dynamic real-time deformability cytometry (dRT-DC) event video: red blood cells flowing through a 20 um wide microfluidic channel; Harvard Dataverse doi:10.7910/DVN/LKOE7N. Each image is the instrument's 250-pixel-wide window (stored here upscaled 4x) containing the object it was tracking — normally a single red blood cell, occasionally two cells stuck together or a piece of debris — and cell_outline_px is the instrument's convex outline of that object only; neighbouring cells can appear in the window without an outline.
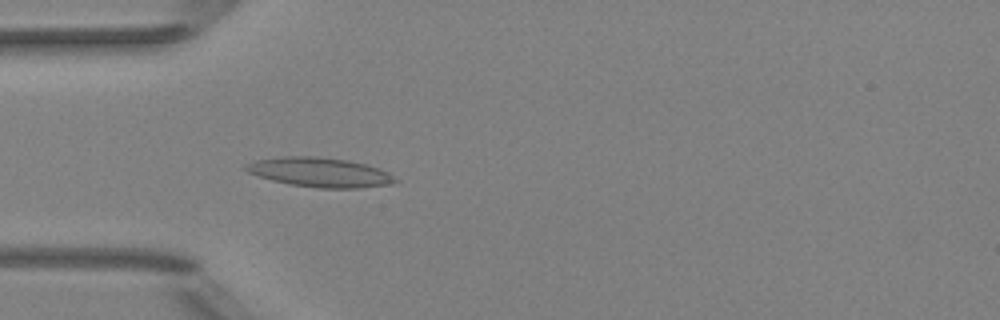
{"species": "Egyptian fruit bat (a non-hibernating species)", "species_latin": "Rousettus aegyptiacus", "temperature_condition": "room temperature", "stored_images_in_passage": 50, "camera_frame_rate_fps": 3000, "um_per_image_px": 0.085, "animal": {"sex": "female"}, "frame": {"image": 1, "passage_image": 15, "time_ms": 4.667, "image_size_px": [1000, 320], "cell_outline_px": [[400, 180], [388, 184], [360, 188], [320, 188], [288, 184], [272, 180], [248, 172], [244, 168], [248, 164], [256, 160], [284, 156], [312, 156], [348, 160], [364, 164], [388, 172]], "centroid_in_image_um": [27.2, 14.65], "position_along_channel_um": 57.8, "area_um2": 25.32}}
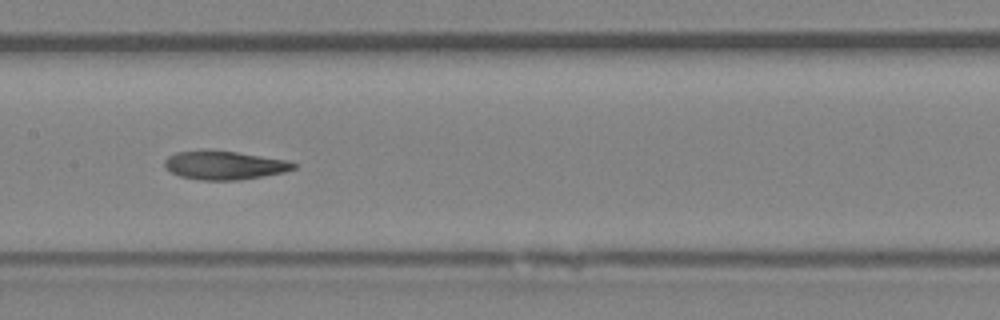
{"frame": {"image": 2, "passage_image": 25, "time_ms": 8.0, "image_size_px": [1000, 320], "cell_outline_px": [[296, 168], [284, 172], [236, 180], [200, 180], [180, 176], [172, 172], [164, 164], [164, 160], [168, 156], [176, 152], [204, 148], [208, 148], [236, 152], [288, 160], [296, 164]], "centroid_in_image_um": [19.03, 14.01], "position_along_channel_um": 188.4, "area_um2": 21.68}}
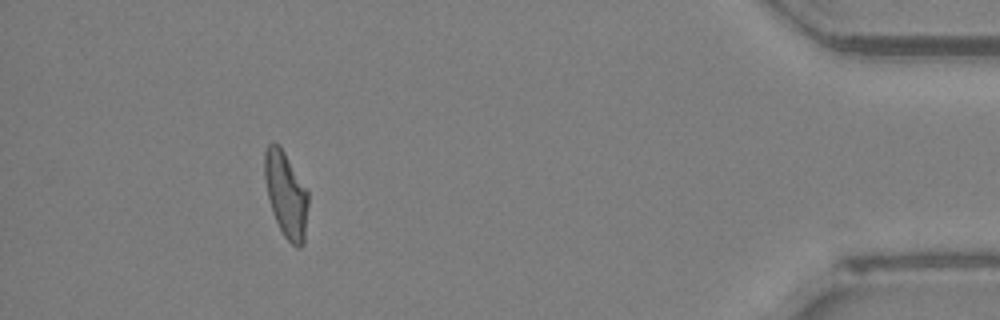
{"frame": {"image": 3, "passage_image": 46, "time_ms": 15.0, "image_size_px": [1000, 320], "cell_outline_px": [[308, 204], [304, 244], [300, 248], [296, 248], [284, 236], [272, 212], [268, 196], [264, 176], [264, 152], [268, 144], [272, 140], [284, 152], [308, 192]], "centroid_in_image_um": [24.3, 16.56], "position_along_channel_um": 410.9, "area_um2": 21.56}, "authors_computed_cell_mechanics": {"area_um2": 22.1085, "velocity_mm_per_s": 4.0443, "shape_relaxation_time_tau1_ms": null, "shape_relaxation_time_tau2_ms": 3.8037, "deformation_change_tau1": null, "deformation_change_tau2": 0.1219}}